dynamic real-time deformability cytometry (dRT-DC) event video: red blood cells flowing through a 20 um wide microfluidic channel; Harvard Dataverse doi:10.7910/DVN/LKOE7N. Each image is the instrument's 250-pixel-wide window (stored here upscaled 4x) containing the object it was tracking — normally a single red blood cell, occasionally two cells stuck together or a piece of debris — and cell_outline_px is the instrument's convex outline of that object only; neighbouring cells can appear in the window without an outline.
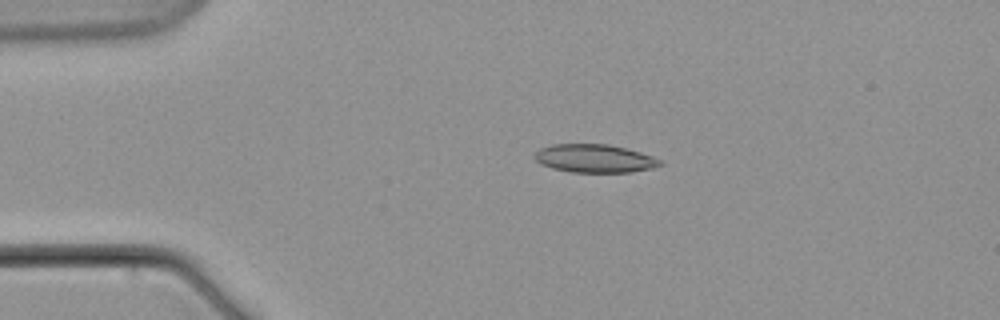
{"species": "common noctule bat (a hibernating species)", "species_latin": "Nyctalus noctula", "temperature_condition": "warm", "stored_images_in_passage": 8, "camera_frame_rate_fps": 3000, "um_per_image_px": 0.085, "animal": {"sex": "male", "body_mass_g": 21.5, "forearm_length_mm": 52.0}, "frame": {"image": 1, "passage_image": 5, "time_ms": 5.0, "image_size_px": [1000, 320], "cell_outline_px": [[664, 164], [652, 168], [632, 172], [572, 172], [552, 168], [540, 164], [532, 156], [540, 148], [552, 144], [608, 144], [640, 152], [652, 156], [660, 160]], "centroid_in_image_um": [50.52, 13.47], "position_along_channel_um": 34.5, "area_um2": 20.63}}
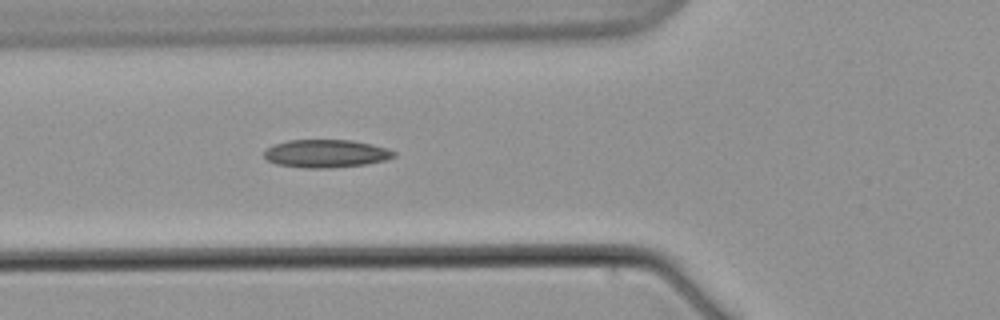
{"frame": {"image": 2, "passage_image": 8, "time_ms": 8.667, "image_size_px": [1000, 320], "cell_outline_px": [[396, 156], [384, 160], [364, 164], [328, 168], [304, 168], [276, 164], [268, 160], [264, 156], [264, 152], [272, 144], [288, 140], [352, 140], [372, 144], [396, 152]], "centroid_in_image_um": [27.68, 13.05], "position_along_channel_um": 98.1, "area_um2": 21.04}}